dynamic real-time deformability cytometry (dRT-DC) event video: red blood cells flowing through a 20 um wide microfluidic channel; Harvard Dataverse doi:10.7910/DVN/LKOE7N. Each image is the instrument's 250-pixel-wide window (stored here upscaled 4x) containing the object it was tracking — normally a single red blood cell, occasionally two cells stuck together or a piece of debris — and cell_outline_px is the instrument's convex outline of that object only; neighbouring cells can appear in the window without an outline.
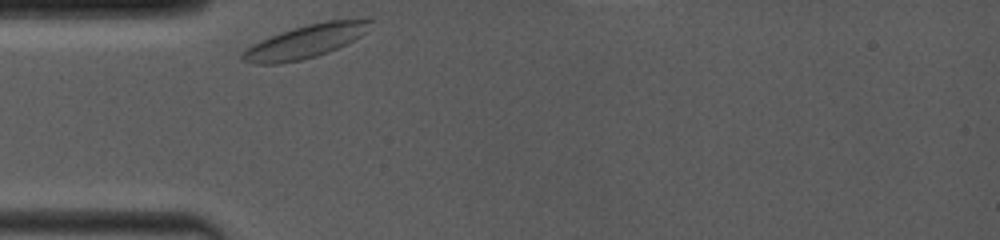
{"species": "common noctule bat (a hibernating species)", "species_latin": "Nyctalus noctula", "temperature_condition": "room temperature", "stored_images_in_passage": 29, "camera_frame_rate_fps": 4000, "um_per_image_px": 0.085, "animal": {"sex": "female", "body_mass_g": 19.0, "forearm_length_mm": 53.3}, "frame": {"image": 1, "passage_image": 1, "time_ms": 0.0, "image_size_px": [1000, 240], "cell_outline_px": [[376, 20], [360, 36], [328, 52], [316, 56], [300, 60], [280, 64], [256, 64], [240, 60], [240, 52], [244, 48], [252, 44], [280, 32], [292, 28], [308, 24], [328, 20]], "centroid_in_image_um": [25.86, 3.54], "position_along_channel_um": 59.1, "area_um2": 24.51}}
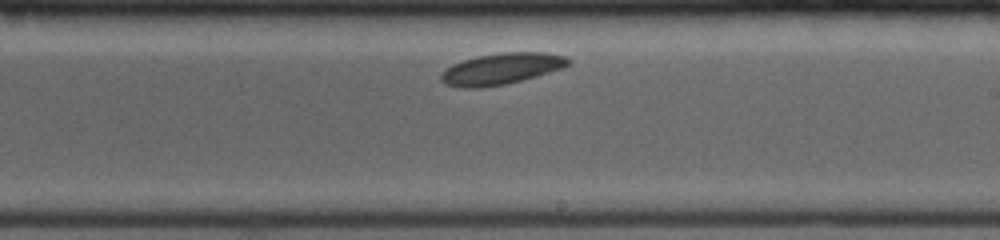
{"frame": {"image": 2, "passage_image": 17, "time_ms": 5.25, "image_size_px": [1000, 240], "cell_outline_px": [[572, 64], [536, 76], [504, 84], [480, 88], [464, 88], [444, 84], [440, 80], [440, 76], [444, 68], [452, 64], [476, 56], [504, 52], [544, 52], [568, 56], [572, 60]], "centroid_in_image_um": [42.61, 5.83], "position_along_channel_um": 246.4, "area_um2": 23.29}}
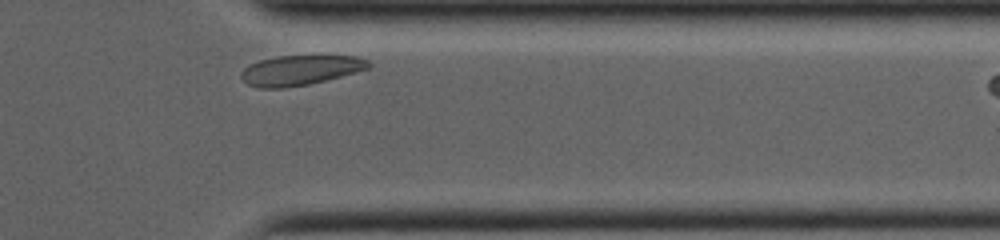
{"frame": {"image": 3, "passage_image": 28, "time_ms": 9.0, "image_size_px": [1000, 240], "cell_outline_px": [[372, 68], [308, 84], [284, 88], [260, 88], [248, 84], [240, 76], [240, 72], [248, 64], [260, 60], [276, 56], [356, 56], [368, 60], [372, 64]], "centroid_in_image_um": [25.52, 5.96], "position_along_channel_um": 385.9, "area_um2": 22.2}}